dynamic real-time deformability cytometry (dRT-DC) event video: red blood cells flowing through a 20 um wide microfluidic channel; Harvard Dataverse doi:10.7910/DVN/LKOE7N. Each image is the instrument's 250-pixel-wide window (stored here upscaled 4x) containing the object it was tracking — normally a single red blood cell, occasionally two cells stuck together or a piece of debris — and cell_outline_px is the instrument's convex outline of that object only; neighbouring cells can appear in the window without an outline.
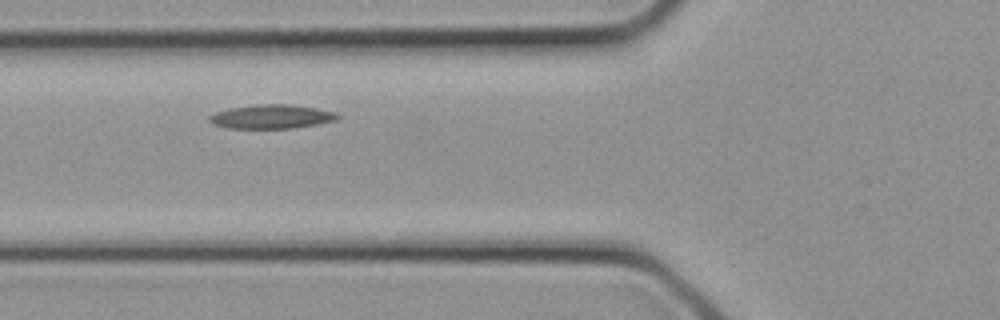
{"species": "common noctule bat (a hibernating species)", "species_latin": "Nyctalus noctula", "temperature_condition": "cold", "stored_images_in_passage": 3, "camera_frame_rate_fps": 3000, "um_per_image_px": 0.085, "animal": {"sex": "female", "body_mass_g": 21.9}, "frame": {"image": 1, "passage_image": 3, "time_ms": 0.667, "image_size_px": [1000, 320], "cell_outline_px": [[340, 120], [292, 128], [228, 128], [212, 124], [208, 120], [208, 116], [216, 112], [232, 108], [256, 104], [288, 104], [316, 108], [332, 112], [340, 116]], "centroid_in_image_um": [23.07, 9.91], "position_along_channel_um": 102.7, "area_um2": 17.8}}